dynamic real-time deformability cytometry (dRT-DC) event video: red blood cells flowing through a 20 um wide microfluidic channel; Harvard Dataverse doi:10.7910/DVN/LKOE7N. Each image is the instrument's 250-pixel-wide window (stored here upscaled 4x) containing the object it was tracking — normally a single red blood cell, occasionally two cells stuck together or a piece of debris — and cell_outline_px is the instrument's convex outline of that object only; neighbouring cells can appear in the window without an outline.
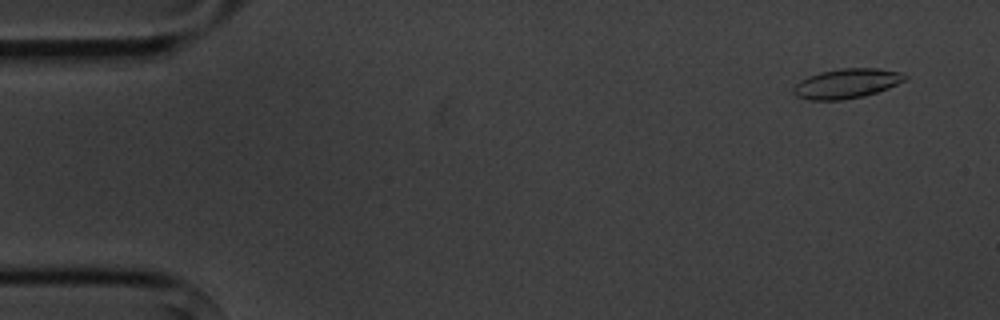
{"species": "common noctule bat (a hibernating species)", "species_latin": "Nyctalus noctula", "temperature_condition": "cold", "stored_images_in_passage": 6, "camera_frame_rate_fps": 3000, "um_per_image_px": 0.085, "animal": {"sex": "male", "body_mass_g": 20.1, "forearm_length_mm": 53.5}, "frame": {"image": 1, "passage_image": 2, "time_ms": 1.0, "image_size_px": [1000, 320], "cell_outline_px": [[908, 76], [904, 80], [888, 88], [864, 96], [840, 100], [808, 100], [796, 96], [792, 92], [792, 88], [800, 80], [808, 76], [820, 72], [840, 68], [876, 68], [900, 72]], "centroid_in_image_um": [71.92, 7.1], "position_along_channel_um": 13.1, "area_um2": 19.25}}